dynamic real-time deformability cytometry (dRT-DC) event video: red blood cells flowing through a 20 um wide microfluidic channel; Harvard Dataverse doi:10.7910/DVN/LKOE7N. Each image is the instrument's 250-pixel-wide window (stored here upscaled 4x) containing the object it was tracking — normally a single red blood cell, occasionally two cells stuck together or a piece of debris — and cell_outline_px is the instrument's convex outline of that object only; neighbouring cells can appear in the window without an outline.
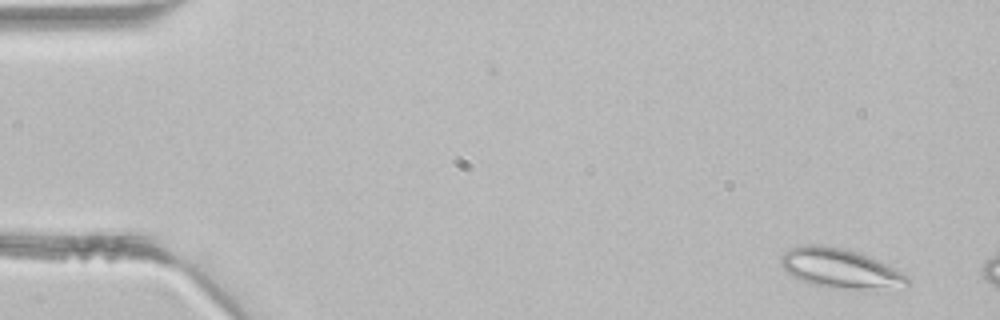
{"species": "common noctule bat (a hibernating species)", "species_latin": "Nyctalus noctula", "temperature_condition": "room temperature", "stored_images_in_passage": 3, "camera_frame_rate_fps": 3000, "um_per_image_px": 0.085, "animal": {"sex": "male", "body_mass_g": 21.5, "forearm_length_mm": 52.0}, "frame": {"image": 1, "passage_image": 1, "time_ms": 0.0, "image_size_px": [1000, 320], "cell_outline_px": [[912, 280], [908, 288], [876, 292], [868, 292], [824, 288], [808, 284], [792, 276], [780, 264], [780, 256], [784, 252], [792, 248], [808, 244], [820, 244], [844, 248], [860, 252], [872, 256], [896, 268], [908, 276]], "centroid_in_image_um": [71.57, 22.89], "position_along_channel_um": 13.4, "area_um2": 31.15}}